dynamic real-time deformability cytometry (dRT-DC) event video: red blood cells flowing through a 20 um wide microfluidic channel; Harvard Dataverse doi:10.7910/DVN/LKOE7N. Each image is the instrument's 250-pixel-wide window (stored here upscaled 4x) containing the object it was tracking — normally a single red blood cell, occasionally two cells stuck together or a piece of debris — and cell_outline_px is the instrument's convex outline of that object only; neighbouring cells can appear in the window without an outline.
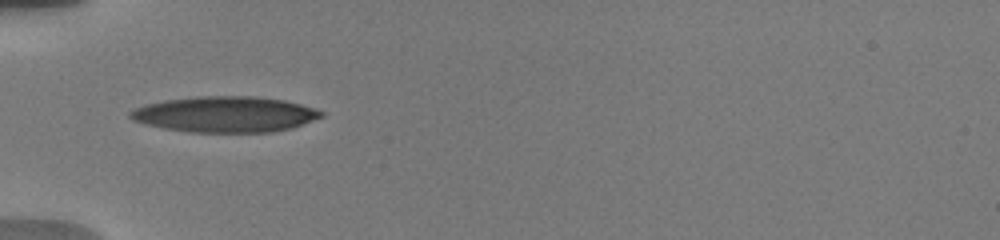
{"species": "human", "species_latin": "Homo sapiens", "temperature_condition": "warm", "stored_images_in_passage": 20, "camera_frame_rate_fps": 3000, "um_per_image_px": 0.085, "donor": {"sex": "male"}, "frame": {"image": 1, "passage_image": 1, "time_ms": 0.0, "image_size_px": [1000, 240], "cell_outline_px": [[324, 116], [292, 128], [272, 132], [188, 132], [164, 128], [132, 120], [128, 116], [128, 112], [132, 108], [144, 104], [164, 100], [196, 96], [256, 96], [284, 100], [316, 108], [324, 112]], "centroid_in_image_um": [19.12, 9.71], "position_along_channel_um": 65.9, "area_um2": 40.11}}
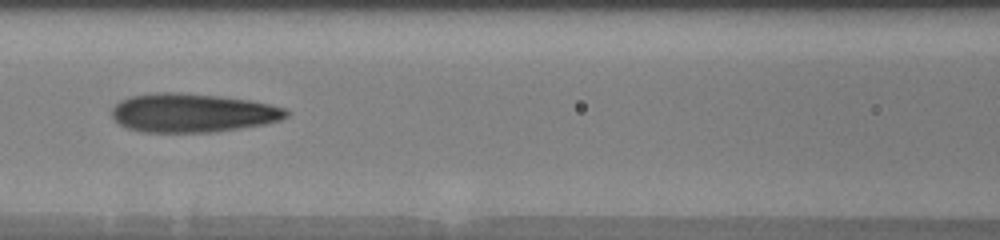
{"frame": {"image": 2, "passage_image": 13, "time_ms": 2.333, "image_size_px": [1000, 240], "cell_outline_px": [[288, 116], [280, 120], [264, 124], [212, 132], [140, 132], [128, 128], [120, 124], [112, 116], [112, 108], [120, 100], [132, 96], [160, 92], [180, 92], [220, 96], [248, 100], [268, 104], [284, 108], [288, 112]], "centroid_in_image_um": [16.34, 9.59], "position_along_channel_um": 150.3, "area_um2": 39.19}}
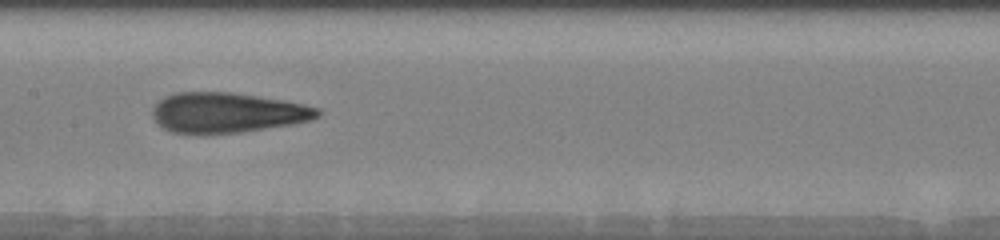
{"frame": {"image": 3, "passage_image": 19, "time_ms": 3.333, "image_size_px": [1000, 240], "cell_outline_px": [[324, 112], [320, 116], [312, 120], [292, 124], [240, 132], [172, 132], [164, 128], [152, 116], [152, 108], [156, 100], [164, 96], [176, 92], [232, 92], [284, 100], [304, 104], [320, 108]], "centroid_in_image_um": [19.35, 9.54], "position_along_channel_um": 188.0, "area_um2": 38.49}}